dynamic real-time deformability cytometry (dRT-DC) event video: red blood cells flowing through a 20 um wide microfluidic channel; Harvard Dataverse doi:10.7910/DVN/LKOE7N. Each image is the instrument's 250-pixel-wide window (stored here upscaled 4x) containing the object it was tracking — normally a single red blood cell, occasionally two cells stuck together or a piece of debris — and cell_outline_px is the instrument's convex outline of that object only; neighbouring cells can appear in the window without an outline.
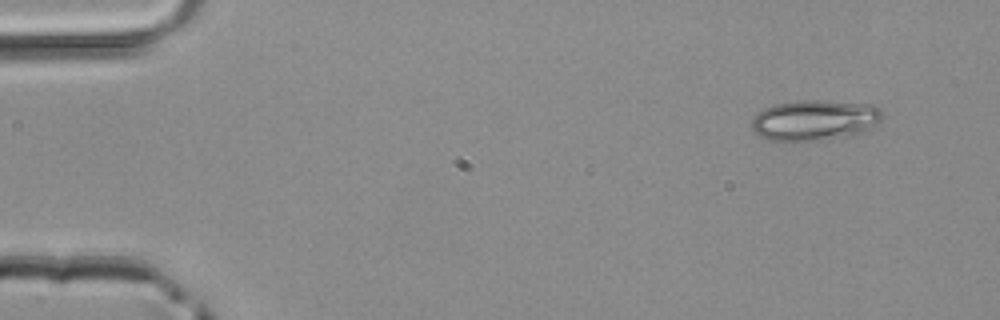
{"species": "common noctule bat (a hibernating species)", "species_latin": "Nyctalus noctula", "temperature_condition": "room temperature", "stored_images_in_passage": 4, "segment_of_instrument_passage": [1, 2], "camera_frame_rate_fps": 3000, "um_per_image_px": 0.085, "animal": {"sex": "male", "body_mass_g": 20.4}, "frame": {"image": 1, "passage_image": 1, "time_ms": 0.0, "image_size_px": [1000, 320], "cell_outline_px": [[884, 112], [880, 120], [876, 124], [864, 132], [856, 136], [820, 140], [772, 140], [760, 136], [752, 128], [752, 116], [756, 112], [772, 104], [800, 100], [824, 100], [872, 104], [880, 108]], "centroid_in_image_um": [69.28, 10.2], "position_along_channel_um": 15.7, "area_um2": 31.33}}